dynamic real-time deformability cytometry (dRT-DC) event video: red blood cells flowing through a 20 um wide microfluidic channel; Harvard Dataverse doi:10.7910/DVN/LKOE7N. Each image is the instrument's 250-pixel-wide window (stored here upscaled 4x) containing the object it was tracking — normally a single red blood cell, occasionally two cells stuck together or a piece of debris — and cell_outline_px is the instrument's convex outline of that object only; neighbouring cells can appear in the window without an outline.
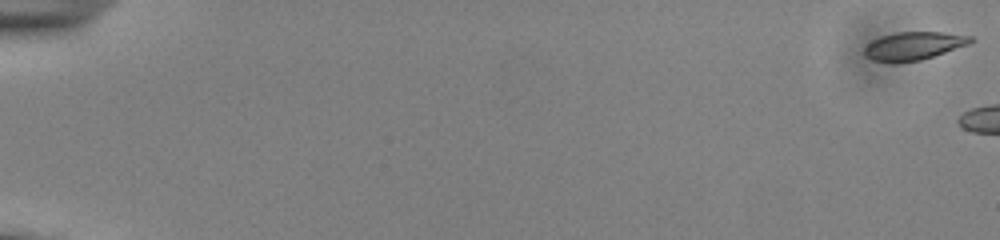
{"species": "common noctule bat (a hibernating species)", "species_latin": "Nyctalus noctula", "temperature_condition": "cold", "stored_images_in_passage": 5, "camera_frame_rate_fps": 3000, "um_per_image_px": 0.085, "animal": {"sex": "male", "body_mass_g": 13.0, "forearm_length_mm": 53.1}, "frame": {"image": 1, "passage_image": 1, "time_ms": 0.0, "image_size_px": [1000, 240], "cell_outline_px": [[976, 40], [968, 44], [920, 60], [872, 60], [864, 52], [864, 48], [868, 44], [880, 36], [896, 32], [944, 32], [972, 36]], "centroid_in_image_um": [77.72, 3.85], "position_along_channel_um": 7.3, "area_um2": 16.7}}